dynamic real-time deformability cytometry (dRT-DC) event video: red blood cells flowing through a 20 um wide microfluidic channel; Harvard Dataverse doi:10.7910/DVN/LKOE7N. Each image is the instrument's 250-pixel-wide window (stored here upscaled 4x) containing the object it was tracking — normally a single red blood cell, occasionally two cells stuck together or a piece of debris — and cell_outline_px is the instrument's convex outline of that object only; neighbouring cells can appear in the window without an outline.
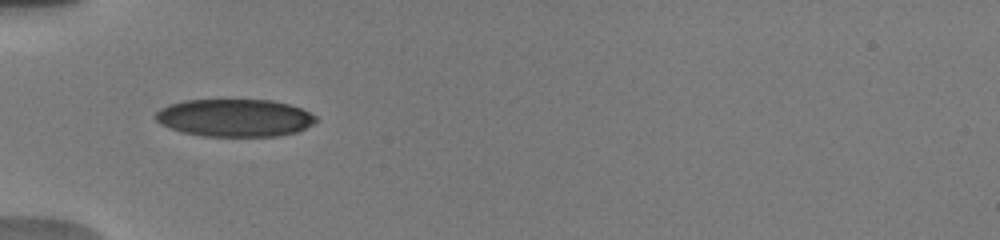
{"species": "human", "species_latin": "Homo sapiens", "temperature_condition": "warm", "stored_images_in_passage": 13, "camera_frame_rate_fps": 3000, "um_per_image_px": 0.085, "donor": {"sex": "male"}, "frame": {"image": 1, "passage_image": 1, "time_ms": 0.0, "image_size_px": [1000, 240], "cell_outline_px": [[320, 120], [300, 132], [276, 136], [204, 136], [184, 132], [160, 124], [156, 120], [156, 112], [160, 108], [168, 104], [184, 100], [272, 100], [288, 104], [300, 108], [316, 116]], "centroid_in_image_um": [19.99, 10.01], "position_along_channel_um": 65.0, "area_um2": 35.26}}
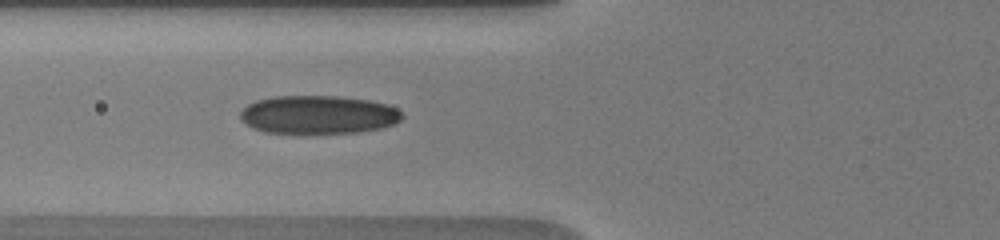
{"frame": {"image": 2, "passage_image": 5, "time_ms": 1.0, "image_size_px": [1000, 240], "cell_outline_px": [[404, 116], [400, 120], [392, 124], [380, 128], [360, 132], [264, 132], [252, 128], [240, 120], [240, 112], [248, 104], [256, 100], [276, 96], [340, 96], [368, 100], [388, 104], [396, 108]], "centroid_in_image_um": [27.04, 9.73], "position_along_channel_um": 98.8, "area_um2": 35.89}}
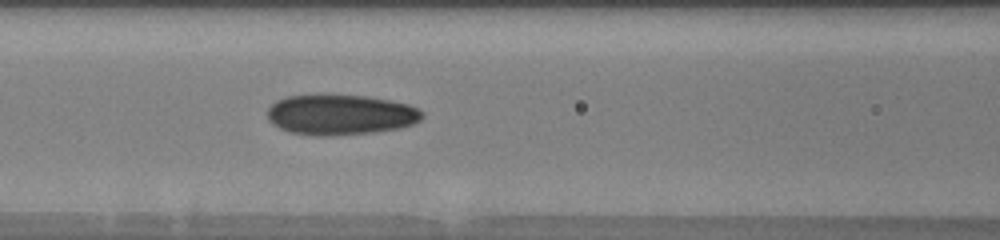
{"frame": {"image": 3, "passage_image": 9, "time_ms": 2.0, "image_size_px": [1000, 240], "cell_outline_px": [[424, 116], [420, 120], [412, 124], [400, 128], [372, 132], [332, 136], [312, 136], [288, 132], [272, 124], [268, 120], [268, 108], [276, 100], [288, 96], [368, 96], [408, 104], [420, 108], [424, 112]], "centroid_in_image_um": [28.95, 9.77], "position_along_channel_um": 137.6, "area_um2": 36.36}}